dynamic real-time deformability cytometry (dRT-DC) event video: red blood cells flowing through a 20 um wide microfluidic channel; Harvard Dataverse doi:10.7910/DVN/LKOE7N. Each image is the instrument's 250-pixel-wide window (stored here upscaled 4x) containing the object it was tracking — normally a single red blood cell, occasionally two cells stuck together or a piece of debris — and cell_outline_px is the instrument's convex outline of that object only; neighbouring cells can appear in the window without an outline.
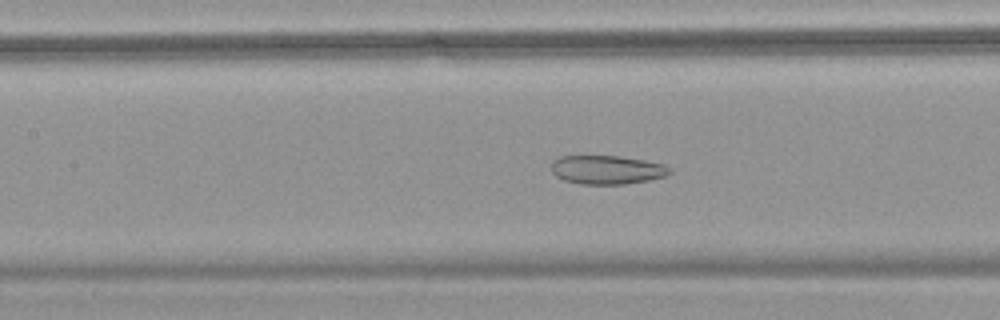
{"species": "common noctule bat (a hibernating species)", "species_latin": "Nyctalus noctula", "temperature_condition": "warm", "stored_images_in_passage": 50, "camera_frame_rate_fps": 3000, "um_per_image_px": 0.085, "animal": {"sex": "female", "body_mass_g": 18.4}, "frame": {"image": 1, "passage_image": 20, "time_ms": 6.333, "image_size_px": [1000, 320], "cell_outline_px": [[672, 172], [664, 176], [648, 180], [624, 184], [580, 184], [564, 180], [556, 176], [552, 172], [552, 160], [560, 156], [620, 156], [644, 160], [664, 164], [672, 168]], "centroid_in_image_um": [51.59, 14.42], "position_along_channel_um": 155.8, "area_um2": 19.88}}
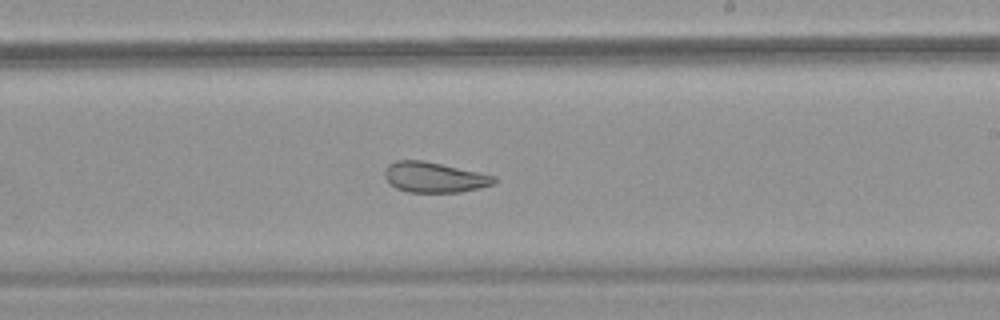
{"frame": {"image": 2, "passage_image": 28, "time_ms": 9.0, "image_size_px": [1000, 320], "cell_outline_px": [[496, 184], [480, 188], [460, 192], [408, 192], [396, 188], [384, 176], [384, 172], [388, 164], [396, 160], [420, 160], [480, 172], [496, 176]], "centroid_in_image_um": [36.94, 15.07], "position_along_channel_um": 252.1, "area_um2": 19.31}}
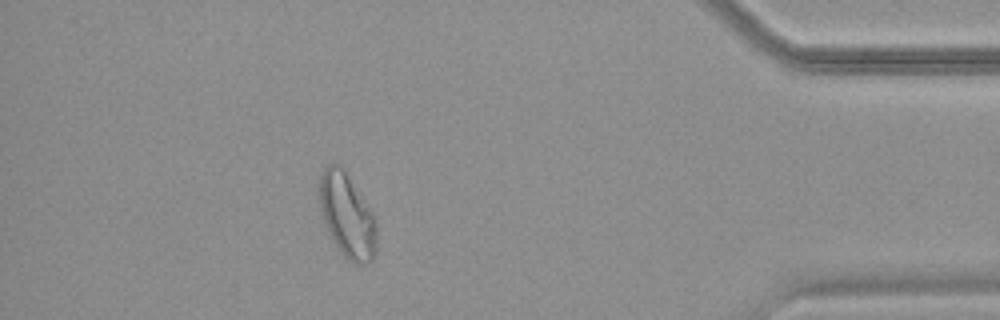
{"frame": {"image": 3, "passage_image": 44, "time_ms": 14.333, "image_size_px": [1000, 320], "cell_outline_px": [[376, 252], [372, 260], [368, 264], [356, 264], [348, 260], [340, 252], [332, 240], [324, 220], [320, 208], [316, 192], [320, 176], [324, 168], [328, 164], [340, 164], [372, 212], [376, 224]], "centroid_in_image_um": [29.47, 18.33], "position_along_channel_um": 405.7, "area_um2": 28.21}, "authors_computed_cell_mechanics": {"area_um2": 25.2586, "velocity_mm_per_s": 3.6233, "shape_relaxation_time_tau1_ms": null, "shape_relaxation_time_tau2_ms": 1.9945, "deformation_change_tau1": null, "deformation_change_tau2": 0.0941}}